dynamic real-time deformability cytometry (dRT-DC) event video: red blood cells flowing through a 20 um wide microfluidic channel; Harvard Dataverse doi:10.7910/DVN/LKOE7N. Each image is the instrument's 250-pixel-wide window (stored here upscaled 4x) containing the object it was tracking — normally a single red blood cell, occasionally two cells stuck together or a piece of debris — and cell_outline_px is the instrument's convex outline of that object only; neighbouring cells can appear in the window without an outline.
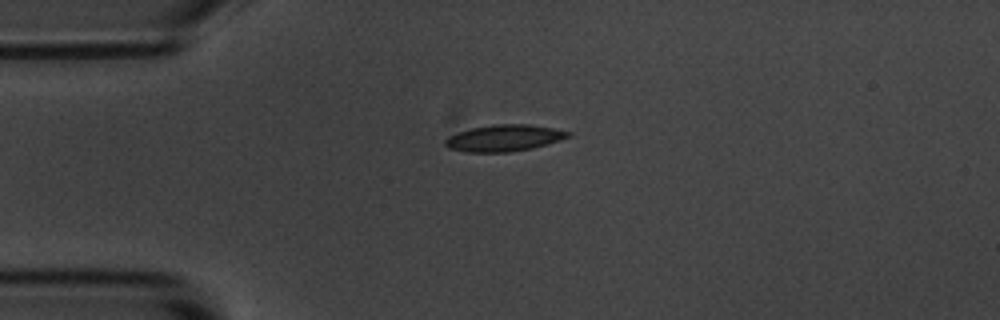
{"species": "common noctule bat (a hibernating species)", "species_latin": "Nyctalus noctula", "temperature_condition": "room temperature", "stored_images_in_passage": 5, "camera_frame_rate_fps": 3000, "um_per_image_px": 0.085, "animal": {"sex": "male", "body_mass_g": 20.1, "forearm_length_mm": 53.5}, "frame": {"image": 1, "passage_image": 1, "time_ms": 0.0, "image_size_px": [1000, 320], "cell_outline_px": [[572, 136], [560, 140], [532, 148], [508, 152], [464, 152], [448, 148], [444, 144], [444, 140], [448, 136], [472, 128], [492, 124], [528, 124], [552, 128], [572, 132]], "centroid_in_image_um": [42.84, 11.73], "position_along_channel_um": 42.2, "area_um2": 19.02}}
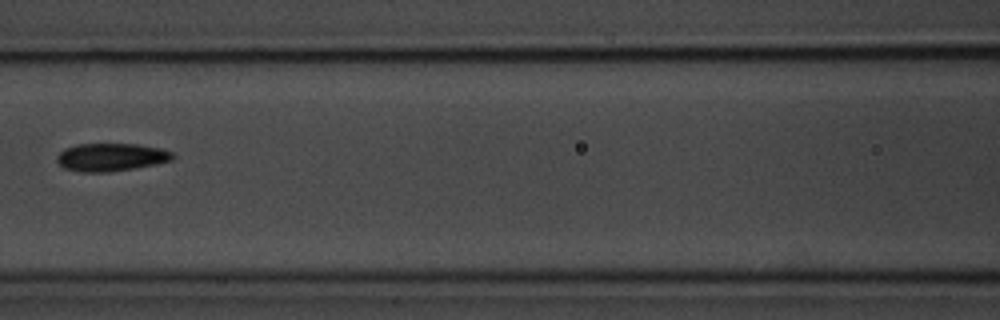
{"frame": {"image": 2, "passage_image": 4, "time_ms": 3.667, "image_size_px": [1000, 320], "cell_outline_px": [[176, 156], [172, 160], [156, 164], [108, 172], [80, 172], [64, 168], [56, 160], [56, 156], [64, 148], [76, 144], [136, 144], [160, 148], [172, 152]], "centroid_in_image_um": [9.42, 13.35], "position_along_channel_um": 157.2, "area_um2": 18.84}}
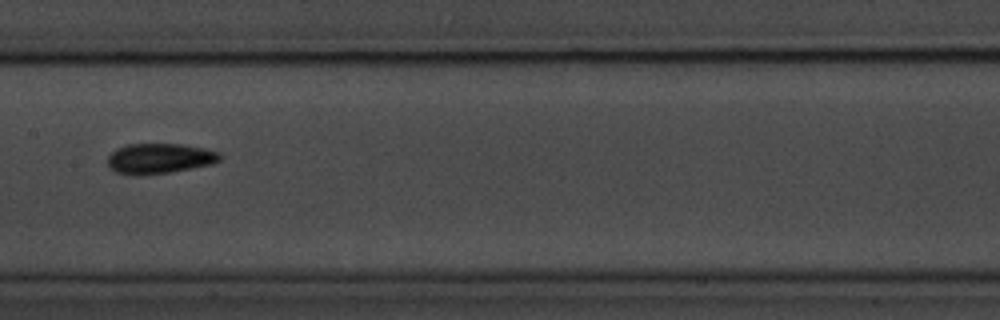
{"frame": {"image": 3, "passage_image": 5, "time_ms": 4.667, "image_size_px": [1000, 320], "cell_outline_px": [[220, 160], [212, 164], [168, 172], [116, 172], [108, 164], [108, 156], [116, 148], [128, 144], [184, 144], [204, 148], [220, 152]], "centroid_in_image_um": [13.62, 13.41], "position_along_channel_um": 193.8, "area_um2": 18.96}}